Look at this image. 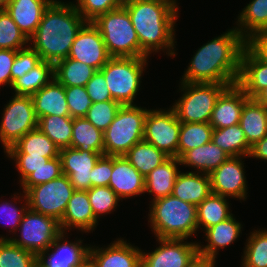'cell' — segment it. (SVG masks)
Here are the masks:
<instances>
[{
  "instance_id": "6da1fadb",
  "label": "cell",
  "mask_w": 267,
  "mask_h": 267,
  "mask_svg": "<svg viewBox=\"0 0 267 267\" xmlns=\"http://www.w3.org/2000/svg\"><path fill=\"white\" fill-rule=\"evenodd\" d=\"M246 45L247 41L235 28L208 41L196 51L181 81L237 84Z\"/></svg>"
},
{
  "instance_id": "7a4b0ae2",
  "label": "cell",
  "mask_w": 267,
  "mask_h": 267,
  "mask_svg": "<svg viewBox=\"0 0 267 267\" xmlns=\"http://www.w3.org/2000/svg\"><path fill=\"white\" fill-rule=\"evenodd\" d=\"M123 6L139 39L140 58L166 49L168 56H176L173 50L179 9L176 0H127Z\"/></svg>"
},
{
  "instance_id": "3957f363",
  "label": "cell",
  "mask_w": 267,
  "mask_h": 267,
  "mask_svg": "<svg viewBox=\"0 0 267 267\" xmlns=\"http://www.w3.org/2000/svg\"><path fill=\"white\" fill-rule=\"evenodd\" d=\"M86 22L74 3L54 0L29 42L42 60L55 65L68 57L77 33Z\"/></svg>"
},
{
  "instance_id": "277c9868",
  "label": "cell",
  "mask_w": 267,
  "mask_h": 267,
  "mask_svg": "<svg viewBox=\"0 0 267 267\" xmlns=\"http://www.w3.org/2000/svg\"><path fill=\"white\" fill-rule=\"evenodd\" d=\"M149 221L157 238L188 239L198 229L197 206L173 195L151 201Z\"/></svg>"
},
{
  "instance_id": "5b68a950",
  "label": "cell",
  "mask_w": 267,
  "mask_h": 267,
  "mask_svg": "<svg viewBox=\"0 0 267 267\" xmlns=\"http://www.w3.org/2000/svg\"><path fill=\"white\" fill-rule=\"evenodd\" d=\"M92 23L111 57H140L139 39L124 6L98 16Z\"/></svg>"
},
{
  "instance_id": "8992f818",
  "label": "cell",
  "mask_w": 267,
  "mask_h": 267,
  "mask_svg": "<svg viewBox=\"0 0 267 267\" xmlns=\"http://www.w3.org/2000/svg\"><path fill=\"white\" fill-rule=\"evenodd\" d=\"M232 85L181 82L183 94L171 108L180 123H209L217 99Z\"/></svg>"
},
{
  "instance_id": "52a82bcc",
  "label": "cell",
  "mask_w": 267,
  "mask_h": 267,
  "mask_svg": "<svg viewBox=\"0 0 267 267\" xmlns=\"http://www.w3.org/2000/svg\"><path fill=\"white\" fill-rule=\"evenodd\" d=\"M147 111L137 105L121 106L104 132V155L124 156L137 142L143 140Z\"/></svg>"
},
{
  "instance_id": "ba28073f",
  "label": "cell",
  "mask_w": 267,
  "mask_h": 267,
  "mask_svg": "<svg viewBox=\"0 0 267 267\" xmlns=\"http://www.w3.org/2000/svg\"><path fill=\"white\" fill-rule=\"evenodd\" d=\"M147 58L111 57L100 69L114 101L122 106L134 104Z\"/></svg>"
},
{
  "instance_id": "9c48e42d",
  "label": "cell",
  "mask_w": 267,
  "mask_h": 267,
  "mask_svg": "<svg viewBox=\"0 0 267 267\" xmlns=\"http://www.w3.org/2000/svg\"><path fill=\"white\" fill-rule=\"evenodd\" d=\"M74 191L69 177L62 174L56 179L31 187L25 195L28 208L60 222Z\"/></svg>"
},
{
  "instance_id": "30bf717a",
  "label": "cell",
  "mask_w": 267,
  "mask_h": 267,
  "mask_svg": "<svg viewBox=\"0 0 267 267\" xmlns=\"http://www.w3.org/2000/svg\"><path fill=\"white\" fill-rule=\"evenodd\" d=\"M18 230L21 232L19 238L10 239L14 244L39 256L46 251L53 243L54 239L62 232L59 222L41 213L28 208L19 224Z\"/></svg>"
},
{
  "instance_id": "8fae6325",
  "label": "cell",
  "mask_w": 267,
  "mask_h": 267,
  "mask_svg": "<svg viewBox=\"0 0 267 267\" xmlns=\"http://www.w3.org/2000/svg\"><path fill=\"white\" fill-rule=\"evenodd\" d=\"M0 122V141L6 151L21 137L38 127L31 96L14 95L3 110Z\"/></svg>"
},
{
  "instance_id": "7c38bea8",
  "label": "cell",
  "mask_w": 267,
  "mask_h": 267,
  "mask_svg": "<svg viewBox=\"0 0 267 267\" xmlns=\"http://www.w3.org/2000/svg\"><path fill=\"white\" fill-rule=\"evenodd\" d=\"M181 123L172 108L148 110L144 121L143 140L154 145L169 157L178 158Z\"/></svg>"
},
{
  "instance_id": "4fadbf2b",
  "label": "cell",
  "mask_w": 267,
  "mask_h": 267,
  "mask_svg": "<svg viewBox=\"0 0 267 267\" xmlns=\"http://www.w3.org/2000/svg\"><path fill=\"white\" fill-rule=\"evenodd\" d=\"M159 247L141 252V267H186L198 254V243L186 239L157 238Z\"/></svg>"
},
{
  "instance_id": "5bb4252c",
  "label": "cell",
  "mask_w": 267,
  "mask_h": 267,
  "mask_svg": "<svg viewBox=\"0 0 267 267\" xmlns=\"http://www.w3.org/2000/svg\"><path fill=\"white\" fill-rule=\"evenodd\" d=\"M68 58L100 70L111 58L98 28L86 22L76 35Z\"/></svg>"
},
{
  "instance_id": "9a60e30c",
  "label": "cell",
  "mask_w": 267,
  "mask_h": 267,
  "mask_svg": "<svg viewBox=\"0 0 267 267\" xmlns=\"http://www.w3.org/2000/svg\"><path fill=\"white\" fill-rule=\"evenodd\" d=\"M243 157L245 156L229 157L209 174L211 193L239 200L247 198Z\"/></svg>"
},
{
  "instance_id": "2e32d148",
  "label": "cell",
  "mask_w": 267,
  "mask_h": 267,
  "mask_svg": "<svg viewBox=\"0 0 267 267\" xmlns=\"http://www.w3.org/2000/svg\"><path fill=\"white\" fill-rule=\"evenodd\" d=\"M102 155L104 154L71 147L60 150L62 173L69 177L75 190L88 191L91 188V170Z\"/></svg>"
},
{
  "instance_id": "e0dca14e",
  "label": "cell",
  "mask_w": 267,
  "mask_h": 267,
  "mask_svg": "<svg viewBox=\"0 0 267 267\" xmlns=\"http://www.w3.org/2000/svg\"><path fill=\"white\" fill-rule=\"evenodd\" d=\"M65 235L61 232L52 245L38 256V261L44 267H75L89 258L90 246L82 245L81 239L76 242L63 240ZM50 250L52 252L49 254Z\"/></svg>"
},
{
  "instance_id": "ac0fdd59",
  "label": "cell",
  "mask_w": 267,
  "mask_h": 267,
  "mask_svg": "<svg viewBox=\"0 0 267 267\" xmlns=\"http://www.w3.org/2000/svg\"><path fill=\"white\" fill-rule=\"evenodd\" d=\"M126 242L120 238L106 248L90 246L94 267H141L142 250Z\"/></svg>"
},
{
  "instance_id": "d6986e66",
  "label": "cell",
  "mask_w": 267,
  "mask_h": 267,
  "mask_svg": "<svg viewBox=\"0 0 267 267\" xmlns=\"http://www.w3.org/2000/svg\"><path fill=\"white\" fill-rule=\"evenodd\" d=\"M248 99L237 84L229 86L217 99L209 124L213 129L239 124L242 108Z\"/></svg>"
},
{
  "instance_id": "ffe728a7",
  "label": "cell",
  "mask_w": 267,
  "mask_h": 267,
  "mask_svg": "<svg viewBox=\"0 0 267 267\" xmlns=\"http://www.w3.org/2000/svg\"><path fill=\"white\" fill-rule=\"evenodd\" d=\"M109 187L120 199L145 193L144 177L124 156H113Z\"/></svg>"
},
{
  "instance_id": "44dd1931",
  "label": "cell",
  "mask_w": 267,
  "mask_h": 267,
  "mask_svg": "<svg viewBox=\"0 0 267 267\" xmlns=\"http://www.w3.org/2000/svg\"><path fill=\"white\" fill-rule=\"evenodd\" d=\"M59 224L64 233L72 227L85 233L95 229L98 219L92 211L87 191L75 190L73 192Z\"/></svg>"
},
{
  "instance_id": "7402d4cb",
  "label": "cell",
  "mask_w": 267,
  "mask_h": 267,
  "mask_svg": "<svg viewBox=\"0 0 267 267\" xmlns=\"http://www.w3.org/2000/svg\"><path fill=\"white\" fill-rule=\"evenodd\" d=\"M237 85L249 98H254L267 87V63L262 61L247 45L242 51Z\"/></svg>"
},
{
  "instance_id": "603a6c76",
  "label": "cell",
  "mask_w": 267,
  "mask_h": 267,
  "mask_svg": "<svg viewBox=\"0 0 267 267\" xmlns=\"http://www.w3.org/2000/svg\"><path fill=\"white\" fill-rule=\"evenodd\" d=\"M54 0H8L6 11L29 40Z\"/></svg>"
},
{
  "instance_id": "cb8c5ba5",
  "label": "cell",
  "mask_w": 267,
  "mask_h": 267,
  "mask_svg": "<svg viewBox=\"0 0 267 267\" xmlns=\"http://www.w3.org/2000/svg\"><path fill=\"white\" fill-rule=\"evenodd\" d=\"M31 97L38 119L50 115L70 117L65 88L55 78Z\"/></svg>"
},
{
  "instance_id": "d4e9b609",
  "label": "cell",
  "mask_w": 267,
  "mask_h": 267,
  "mask_svg": "<svg viewBox=\"0 0 267 267\" xmlns=\"http://www.w3.org/2000/svg\"><path fill=\"white\" fill-rule=\"evenodd\" d=\"M242 225L233 215L228 219L204 230L206 234L207 245L198 243V254L216 260L218 250L232 244L239 236Z\"/></svg>"
},
{
  "instance_id": "484cf974",
  "label": "cell",
  "mask_w": 267,
  "mask_h": 267,
  "mask_svg": "<svg viewBox=\"0 0 267 267\" xmlns=\"http://www.w3.org/2000/svg\"><path fill=\"white\" fill-rule=\"evenodd\" d=\"M211 193L210 176L206 173L179 172L172 195L187 203L199 205Z\"/></svg>"
},
{
  "instance_id": "4316f807",
  "label": "cell",
  "mask_w": 267,
  "mask_h": 267,
  "mask_svg": "<svg viewBox=\"0 0 267 267\" xmlns=\"http://www.w3.org/2000/svg\"><path fill=\"white\" fill-rule=\"evenodd\" d=\"M239 124L248 145L253 146L267 135V107L249 98L242 108Z\"/></svg>"
},
{
  "instance_id": "83f0119b",
  "label": "cell",
  "mask_w": 267,
  "mask_h": 267,
  "mask_svg": "<svg viewBox=\"0 0 267 267\" xmlns=\"http://www.w3.org/2000/svg\"><path fill=\"white\" fill-rule=\"evenodd\" d=\"M180 160L169 157L145 177V192L154 195L153 200L172 195L175 180L179 174Z\"/></svg>"
},
{
  "instance_id": "f1b7e54d",
  "label": "cell",
  "mask_w": 267,
  "mask_h": 267,
  "mask_svg": "<svg viewBox=\"0 0 267 267\" xmlns=\"http://www.w3.org/2000/svg\"><path fill=\"white\" fill-rule=\"evenodd\" d=\"M230 156L212 141L185 152L180 158V164L197 169V173L210 174L221 166Z\"/></svg>"
},
{
  "instance_id": "f546056e",
  "label": "cell",
  "mask_w": 267,
  "mask_h": 267,
  "mask_svg": "<svg viewBox=\"0 0 267 267\" xmlns=\"http://www.w3.org/2000/svg\"><path fill=\"white\" fill-rule=\"evenodd\" d=\"M4 152L42 156L49 159L60 155V149L38 128L28 132Z\"/></svg>"
},
{
  "instance_id": "4dcf8cb0",
  "label": "cell",
  "mask_w": 267,
  "mask_h": 267,
  "mask_svg": "<svg viewBox=\"0 0 267 267\" xmlns=\"http://www.w3.org/2000/svg\"><path fill=\"white\" fill-rule=\"evenodd\" d=\"M238 23V24H237ZM235 29L247 41L254 34L267 31V0H252L245 6Z\"/></svg>"
},
{
  "instance_id": "1f68e13d",
  "label": "cell",
  "mask_w": 267,
  "mask_h": 267,
  "mask_svg": "<svg viewBox=\"0 0 267 267\" xmlns=\"http://www.w3.org/2000/svg\"><path fill=\"white\" fill-rule=\"evenodd\" d=\"M124 157L144 178L169 158L164 152L145 140L137 142Z\"/></svg>"
},
{
  "instance_id": "d6a6232c",
  "label": "cell",
  "mask_w": 267,
  "mask_h": 267,
  "mask_svg": "<svg viewBox=\"0 0 267 267\" xmlns=\"http://www.w3.org/2000/svg\"><path fill=\"white\" fill-rule=\"evenodd\" d=\"M53 79L54 64L42 60L21 78L16 79L11 88L15 95L32 96Z\"/></svg>"
},
{
  "instance_id": "836d02e7",
  "label": "cell",
  "mask_w": 267,
  "mask_h": 267,
  "mask_svg": "<svg viewBox=\"0 0 267 267\" xmlns=\"http://www.w3.org/2000/svg\"><path fill=\"white\" fill-rule=\"evenodd\" d=\"M95 72L93 67L68 57L54 65V78L64 87H85Z\"/></svg>"
},
{
  "instance_id": "e575fe53",
  "label": "cell",
  "mask_w": 267,
  "mask_h": 267,
  "mask_svg": "<svg viewBox=\"0 0 267 267\" xmlns=\"http://www.w3.org/2000/svg\"><path fill=\"white\" fill-rule=\"evenodd\" d=\"M71 148L104 154V133L84 117L73 118Z\"/></svg>"
},
{
  "instance_id": "d590c367",
  "label": "cell",
  "mask_w": 267,
  "mask_h": 267,
  "mask_svg": "<svg viewBox=\"0 0 267 267\" xmlns=\"http://www.w3.org/2000/svg\"><path fill=\"white\" fill-rule=\"evenodd\" d=\"M212 142L230 157H248L251 149L240 124L213 129Z\"/></svg>"
},
{
  "instance_id": "8d00e7d4",
  "label": "cell",
  "mask_w": 267,
  "mask_h": 267,
  "mask_svg": "<svg viewBox=\"0 0 267 267\" xmlns=\"http://www.w3.org/2000/svg\"><path fill=\"white\" fill-rule=\"evenodd\" d=\"M229 210L226 197L210 193L205 200L197 205L198 229L202 226L206 230L228 219L233 215Z\"/></svg>"
},
{
  "instance_id": "74e56055",
  "label": "cell",
  "mask_w": 267,
  "mask_h": 267,
  "mask_svg": "<svg viewBox=\"0 0 267 267\" xmlns=\"http://www.w3.org/2000/svg\"><path fill=\"white\" fill-rule=\"evenodd\" d=\"M40 129L60 150L71 147L73 118L55 115L43 116L38 119Z\"/></svg>"
},
{
  "instance_id": "f35d334b",
  "label": "cell",
  "mask_w": 267,
  "mask_h": 267,
  "mask_svg": "<svg viewBox=\"0 0 267 267\" xmlns=\"http://www.w3.org/2000/svg\"><path fill=\"white\" fill-rule=\"evenodd\" d=\"M213 127L209 123H181L178 159L187 151L212 141Z\"/></svg>"
},
{
  "instance_id": "ab89813d",
  "label": "cell",
  "mask_w": 267,
  "mask_h": 267,
  "mask_svg": "<svg viewBox=\"0 0 267 267\" xmlns=\"http://www.w3.org/2000/svg\"><path fill=\"white\" fill-rule=\"evenodd\" d=\"M241 267H267V230H255L247 239Z\"/></svg>"
},
{
  "instance_id": "60d3db41",
  "label": "cell",
  "mask_w": 267,
  "mask_h": 267,
  "mask_svg": "<svg viewBox=\"0 0 267 267\" xmlns=\"http://www.w3.org/2000/svg\"><path fill=\"white\" fill-rule=\"evenodd\" d=\"M37 260V255L10 239H0V267H33Z\"/></svg>"
},
{
  "instance_id": "b9f144b4",
  "label": "cell",
  "mask_w": 267,
  "mask_h": 267,
  "mask_svg": "<svg viewBox=\"0 0 267 267\" xmlns=\"http://www.w3.org/2000/svg\"><path fill=\"white\" fill-rule=\"evenodd\" d=\"M29 40L7 11L0 12V49L20 50Z\"/></svg>"
},
{
  "instance_id": "7bdbcfd3",
  "label": "cell",
  "mask_w": 267,
  "mask_h": 267,
  "mask_svg": "<svg viewBox=\"0 0 267 267\" xmlns=\"http://www.w3.org/2000/svg\"><path fill=\"white\" fill-rule=\"evenodd\" d=\"M87 192L92 211L97 219H100L103 214H110L121 200L109 186L92 187Z\"/></svg>"
},
{
  "instance_id": "ee69618b",
  "label": "cell",
  "mask_w": 267,
  "mask_h": 267,
  "mask_svg": "<svg viewBox=\"0 0 267 267\" xmlns=\"http://www.w3.org/2000/svg\"><path fill=\"white\" fill-rule=\"evenodd\" d=\"M121 106L117 101L92 103L84 118L104 133L114 120Z\"/></svg>"
},
{
  "instance_id": "f6af8a7d",
  "label": "cell",
  "mask_w": 267,
  "mask_h": 267,
  "mask_svg": "<svg viewBox=\"0 0 267 267\" xmlns=\"http://www.w3.org/2000/svg\"><path fill=\"white\" fill-rule=\"evenodd\" d=\"M125 2V0H77L74 5L87 22H92L108 11L122 7Z\"/></svg>"
},
{
  "instance_id": "bcb514c9",
  "label": "cell",
  "mask_w": 267,
  "mask_h": 267,
  "mask_svg": "<svg viewBox=\"0 0 267 267\" xmlns=\"http://www.w3.org/2000/svg\"><path fill=\"white\" fill-rule=\"evenodd\" d=\"M62 174V162L60 156L49 159V161L44 166L30 174L21 183V186L23 187V193H25L33 186L56 179Z\"/></svg>"
},
{
  "instance_id": "7dc6e473",
  "label": "cell",
  "mask_w": 267,
  "mask_h": 267,
  "mask_svg": "<svg viewBox=\"0 0 267 267\" xmlns=\"http://www.w3.org/2000/svg\"><path fill=\"white\" fill-rule=\"evenodd\" d=\"M70 117L83 118L91 107V99L83 86L64 87Z\"/></svg>"
},
{
  "instance_id": "c3c4849f",
  "label": "cell",
  "mask_w": 267,
  "mask_h": 267,
  "mask_svg": "<svg viewBox=\"0 0 267 267\" xmlns=\"http://www.w3.org/2000/svg\"><path fill=\"white\" fill-rule=\"evenodd\" d=\"M41 61L42 59L39 57V54L30 45L18 50L11 68L12 83L33 69Z\"/></svg>"
},
{
  "instance_id": "681fc988",
  "label": "cell",
  "mask_w": 267,
  "mask_h": 267,
  "mask_svg": "<svg viewBox=\"0 0 267 267\" xmlns=\"http://www.w3.org/2000/svg\"><path fill=\"white\" fill-rule=\"evenodd\" d=\"M8 158L16 161V168L21 174L20 183H22L30 174L44 166L49 158L42 156H29V154H7Z\"/></svg>"
},
{
  "instance_id": "f907efd6",
  "label": "cell",
  "mask_w": 267,
  "mask_h": 267,
  "mask_svg": "<svg viewBox=\"0 0 267 267\" xmlns=\"http://www.w3.org/2000/svg\"><path fill=\"white\" fill-rule=\"evenodd\" d=\"M92 103L114 101L107 86V81L100 70H97L85 85Z\"/></svg>"
},
{
  "instance_id": "816d5d0a",
  "label": "cell",
  "mask_w": 267,
  "mask_h": 267,
  "mask_svg": "<svg viewBox=\"0 0 267 267\" xmlns=\"http://www.w3.org/2000/svg\"><path fill=\"white\" fill-rule=\"evenodd\" d=\"M113 171V156L102 155L91 170V188L97 186H109Z\"/></svg>"
},
{
  "instance_id": "f5cc1de1",
  "label": "cell",
  "mask_w": 267,
  "mask_h": 267,
  "mask_svg": "<svg viewBox=\"0 0 267 267\" xmlns=\"http://www.w3.org/2000/svg\"><path fill=\"white\" fill-rule=\"evenodd\" d=\"M22 198L25 199L24 201L26 206H21V208L16 207V205H14V203H12L11 201L10 203L7 201L3 202L2 204L0 203V219H3V216H5V220L8 219L7 224H10L9 226H11V229L9 231L13 232L14 234L17 232L22 217L28 209V202L25 193L24 196L22 195Z\"/></svg>"
},
{
  "instance_id": "db71d44e",
  "label": "cell",
  "mask_w": 267,
  "mask_h": 267,
  "mask_svg": "<svg viewBox=\"0 0 267 267\" xmlns=\"http://www.w3.org/2000/svg\"><path fill=\"white\" fill-rule=\"evenodd\" d=\"M16 54V50L0 49V86L9 85L11 87V68Z\"/></svg>"
},
{
  "instance_id": "11a10c76",
  "label": "cell",
  "mask_w": 267,
  "mask_h": 267,
  "mask_svg": "<svg viewBox=\"0 0 267 267\" xmlns=\"http://www.w3.org/2000/svg\"><path fill=\"white\" fill-rule=\"evenodd\" d=\"M247 46L265 63H267V31L254 34L247 40Z\"/></svg>"
},
{
  "instance_id": "9f6ffc18",
  "label": "cell",
  "mask_w": 267,
  "mask_h": 267,
  "mask_svg": "<svg viewBox=\"0 0 267 267\" xmlns=\"http://www.w3.org/2000/svg\"><path fill=\"white\" fill-rule=\"evenodd\" d=\"M248 157H254L256 159L267 160V135L251 146Z\"/></svg>"
},
{
  "instance_id": "6f0895ef",
  "label": "cell",
  "mask_w": 267,
  "mask_h": 267,
  "mask_svg": "<svg viewBox=\"0 0 267 267\" xmlns=\"http://www.w3.org/2000/svg\"><path fill=\"white\" fill-rule=\"evenodd\" d=\"M215 259L197 254L186 267H215Z\"/></svg>"
},
{
  "instance_id": "680465c9",
  "label": "cell",
  "mask_w": 267,
  "mask_h": 267,
  "mask_svg": "<svg viewBox=\"0 0 267 267\" xmlns=\"http://www.w3.org/2000/svg\"><path fill=\"white\" fill-rule=\"evenodd\" d=\"M254 99L260 103L263 104L264 106L267 107V87H265L263 90H261L255 97Z\"/></svg>"
},
{
  "instance_id": "91938a15",
  "label": "cell",
  "mask_w": 267,
  "mask_h": 267,
  "mask_svg": "<svg viewBox=\"0 0 267 267\" xmlns=\"http://www.w3.org/2000/svg\"><path fill=\"white\" fill-rule=\"evenodd\" d=\"M75 267H94V264H93V261L90 258H88L82 264L75 266Z\"/></svg>"
},
{
  "instance_id": "94428289",
  "label": "cell",
  "mask_w": 267,
  "mask_h": 267,
  "mask_svg": "<svg viewBox=\"0 0 267 267\" xmlns=\"http://www.w3.org/2000/svg\"><path fill=\"white\" fill-rule=\"evenodd\" d=\"M8 0H0V12H4L7 9Z\"/></svg>"
},
{
  "instance_id": "6125c7cd",
  "label": "cell",
  "mask_w": 267,
  "mask_h": 267,
  "mask_svg": "<svg viewBox=\"0 0 267 267\" xmlns=\"http://www.w3.org/2000/svg\"><path fill=\"white\" fill-rule=\"evenodd\" d=\"M33 267H44L43 264H41L38 260L37 262L34 264Z\"/></svg>"
}]
</instances>
